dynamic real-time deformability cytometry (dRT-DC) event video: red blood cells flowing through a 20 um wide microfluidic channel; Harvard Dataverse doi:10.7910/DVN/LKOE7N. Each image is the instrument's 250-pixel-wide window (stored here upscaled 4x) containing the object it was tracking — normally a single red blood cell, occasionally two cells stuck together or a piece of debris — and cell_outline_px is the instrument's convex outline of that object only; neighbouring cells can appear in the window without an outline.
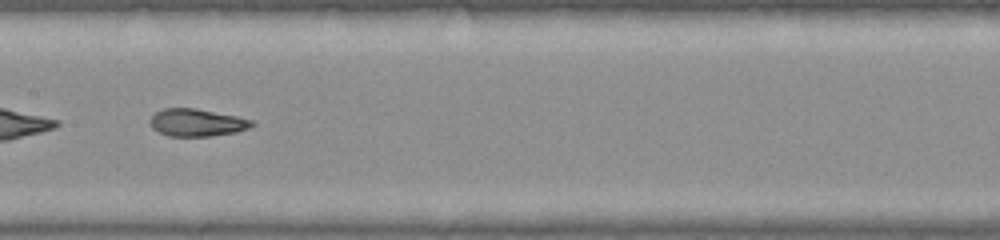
{"species": "common noctule bat (a hibernating species)", "species_latin": "Nyctalus noctula", "temperature_condition": "warm", "stored_images_in_passage": 35, "camera_frame_rate_fps": 3000, "um_per_image_px": 0.085, "animal": {"sex": "female", "body_mass_g": 22.0, "forearm_length_mm": 56.7}, "frame": {"image": 1, "passage_image": 11, "time_ms": 3.333, "image_size_px": [1000, 240], "cell_outline_px": [[256, 124], [248, 128], [236, 132], [208, 136], [168, 136], [152, 128], [148, 120], [156, 112], [164, 108], [196, 108], [236, 116], [252, 120]], "centroid_in_image_um": [16.71, 10.41], "position_along_channel_um": 190.7, "area_um2": 16.24}}
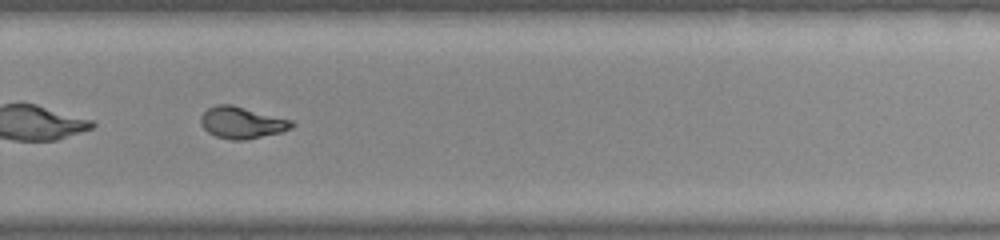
{"frame": {"image": 2, "passage_image": 20, "time_ms": 6.333, "image_size_px": [1000, 240], "cell_outline_px": [[296, 124], [292, 128], [280, 132], [244, 140], [232, 140], [216, 136], [208, 132], [200, 124], [200, 116], [208, 108], [216, 104], [232, 104], [292, 120]], "centroid_in_image_um": [20.55, 10.41], "position_along_channel_um": 309.3, "area_um2": 16.82}, "authors_computed_cell_mechanics": {"area_um2": 16.8776, "velocity_mm_per_s": 3.9655, "shape_relaxation_time_tau1_ms": null, "shape_relaxation_time_tau2_ms": 0.9688, "deformation_change_tau1": null, "deformation_change_tau2": 0.0643}}